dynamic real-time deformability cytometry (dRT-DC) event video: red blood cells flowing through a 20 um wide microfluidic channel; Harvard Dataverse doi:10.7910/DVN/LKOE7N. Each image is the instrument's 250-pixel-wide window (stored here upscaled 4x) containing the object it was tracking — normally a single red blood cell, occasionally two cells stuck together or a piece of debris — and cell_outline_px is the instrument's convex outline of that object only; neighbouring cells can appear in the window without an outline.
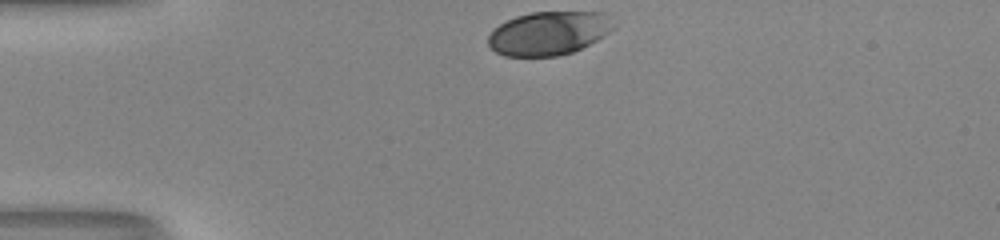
{"species": "human", "species_latin": "Homo sapiens", "temperature_condition": "room temperature", "stored_images_in_passage": 18, "camera_frame_rate_fps": 3000, "um_per_image_px": 0.085, "donor": {"sex": "male"}, "frame": {"image": 1, "passage_image": 1, "time_ms": 0.0, "image_size_px": [1000, 240], "cell_outline_px": [[612, 28], [608, 32], [596, 40], [572, 52], [556, 56], [504, 56], [496, 52], [488, 44], [488, 36], [500, 24], [516, 16], [532, 12], [604, 12], [608, 16]], "centroid_in_image_um": [46.6, 2.82], "position_along_channel_um": 38.4, "area_um2": 31.33}}
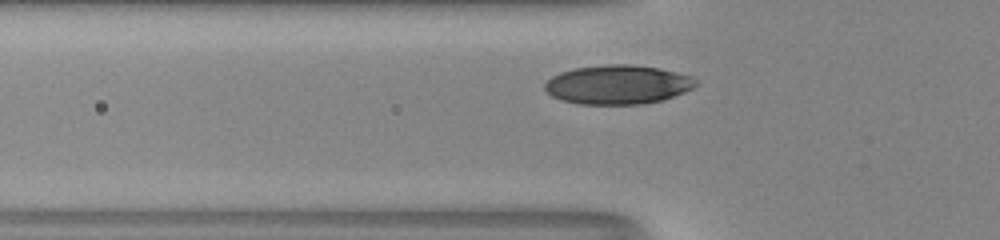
{"frame": {"image": 2, "passage_image": 7, "time_ms": 2.0, "image_size_px": [1000, 240], "cell_outline_px": [[696, 84], [692, 88], [684, 92], [664, 100], [644, 104], [580, 104], [560, 100], [552, 96], [544, 88], [544, 84], [552, 76], [560, 72], [572, 68], [608, 64], [632, 64], [656, 68], [676, 72], [692, 76], [696, 80]], "centroid_in_image_um": [52.49, 7.19], "position_along_channel_um": 73.3, "area_um2": 34.51}}
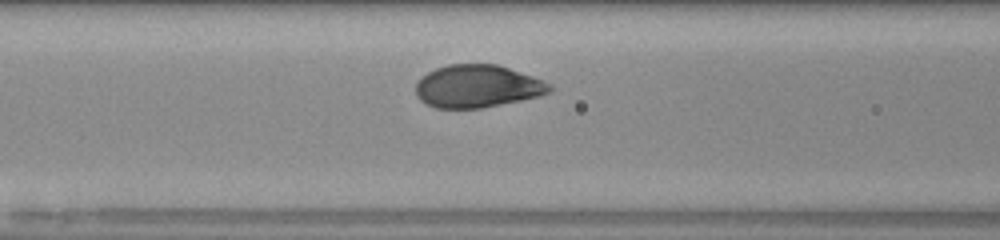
{"frame": {"image": 3, "passage_image": 11, "time_ms": 3.333, "image_size_px": [1000, 240], "cell_outline_px": [[552, 92], [540, 96], [480, 108], [436, 108], [424, 104], [416, 96], [416, 84], [420, 76], [436, 68], [448, 64], [496, 64], [544, 80], [552, 84]], "centroid_in_image_um": [40.56, 7.33], "position_along_channel_um": 126.0, "area_um2": 33.41}}